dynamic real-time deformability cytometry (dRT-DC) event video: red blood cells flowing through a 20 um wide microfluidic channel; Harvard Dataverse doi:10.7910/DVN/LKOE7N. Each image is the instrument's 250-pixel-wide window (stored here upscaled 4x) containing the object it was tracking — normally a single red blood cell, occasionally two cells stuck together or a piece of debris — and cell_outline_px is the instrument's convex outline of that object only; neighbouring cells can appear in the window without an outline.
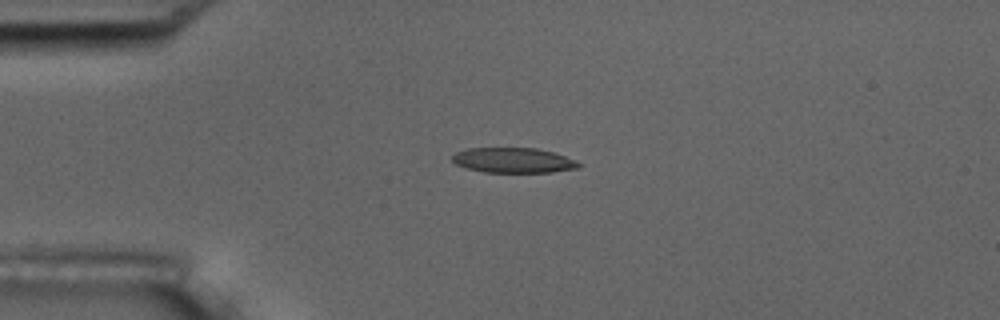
{"species": "common noctule bat (a hibernating species)", "species_latin": "Nyctalus noctula", "temperature_condition": "room temperature", "stored_images_in_passage": 5, "camera_frame_rate_fps": 3000, "um_per_image_px": 0.085, "animal": {"sex": "male", "body_mass_g": 17.5, "forearm_length_mm": 52.3}, "frame": {"image": 1, "passage_image": 4, "time_ms": 4.333, "image_size_px": [1000, 320], "cell_outline_px": [[580, 168], [552, 172], [484, 172], [468, 168], [456, 164], [452, 160], [452, 156], [456, 152], [468, 148], [536, 148], [552, 152], [576, 160], [580, 164]], "centroid_in_image_um": [43.64, 13.62], "position_along_channel_um": 41.4, "area_um2": 18.38}}